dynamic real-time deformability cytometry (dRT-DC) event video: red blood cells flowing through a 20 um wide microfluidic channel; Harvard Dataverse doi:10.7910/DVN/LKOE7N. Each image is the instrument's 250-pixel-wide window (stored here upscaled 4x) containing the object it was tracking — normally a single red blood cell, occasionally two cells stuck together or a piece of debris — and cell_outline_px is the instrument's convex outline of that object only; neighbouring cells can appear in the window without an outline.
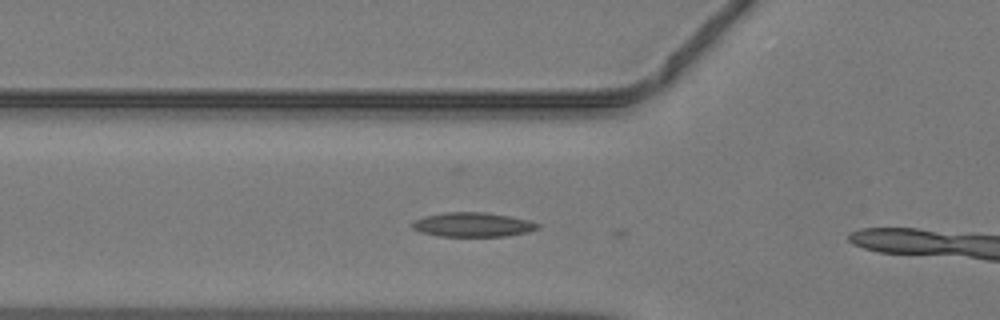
{"species": "common noctule bat (a hibernating species)", "species_latin": "Nyctalus noctula", "temperature_condition": "warm", "stored_images_in_passage": 9, "camera_frame_rate_fps": 3000, "um_per_image_px": 0.085, "animal": {"sex": "male", "body_mass_g": 19.2, "forearm_length_mm": 51.8}, "frame": {"image": 1, "passage_image": 5, "time_ms": 1.333, "image_size_px": [1000, 320], "cell_outline_px": [[540, 228], [528, 232], [504, 236], [436, 236], [420, 232], [412, 228], [412, 224], [416, 220], [424, 216], [444, 212], [488, 212], [528, 220], [540, 224]], "centroid_in_image_um": [40.18, 19.09], "position_along_channel_um": 85.6, "area_um2": 17.8}}
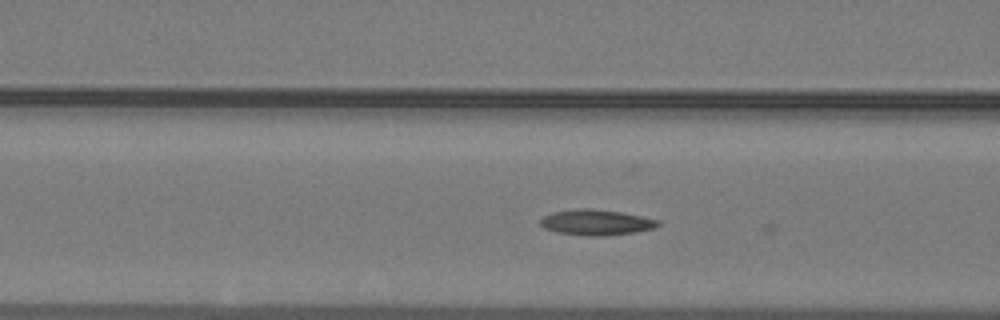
{"frame": {"image": 2, "passage_image": 7, "time_ms": 2.0, "image_size_px": [1000, 320], "cell_outline_px": [[660, 224], [656, 228], [636, 232], [596, 236], [584, 236], [556, 232], [544, 228], [540, 224], [540, 220], [544, 216], [552, 212], [576, 208], [592, 208], [620, 212], [660, 220]], "centroid_in_image_um": [50.67, 18.9], "position_along_channel_um": 115.9, "area_um2": 17.63}}